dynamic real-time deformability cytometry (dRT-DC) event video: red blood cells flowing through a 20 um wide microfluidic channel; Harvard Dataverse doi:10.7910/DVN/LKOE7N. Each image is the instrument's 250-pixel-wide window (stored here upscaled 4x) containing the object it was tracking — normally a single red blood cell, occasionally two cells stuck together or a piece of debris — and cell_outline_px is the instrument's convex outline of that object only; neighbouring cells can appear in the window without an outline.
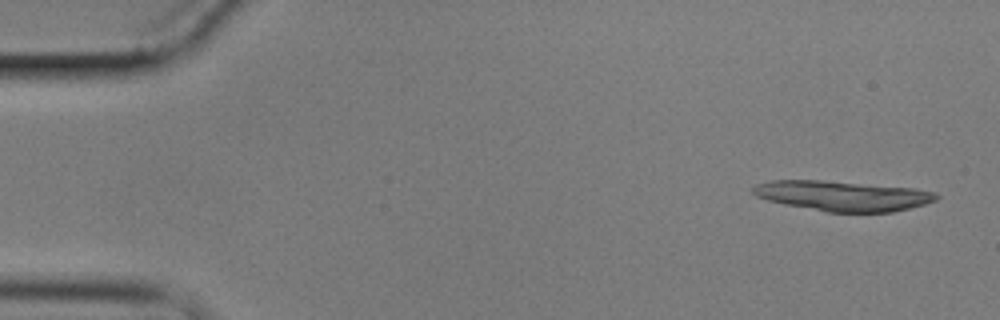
{"species": "common noctule bat (a hibernating species)", "species_latin": "Nyctalus noctula", "temperature_condition": "cold", "stored_images_in_passage": 17, "camera_frame_rate_fps": 3000, "um_per_image_px": 0.085, "animal": {"sex": "male", "body_mass_g": 17.9}, "frame": {"image": 1, "passage_image": 3, "time_ms": 0.667, "image_size_px": [1000, 320], "cell_outline_px": [[940, 196], [936, 200], [924, 204], [892, 212], [828, 212], [784, 204], [768, 200], [756, 196], [752, 192], [752, 188], [756, 184], [772, 180], [820, 180], [912, 188], [936, 192]], "centroid_in_image_um": [71.61, 16.64], "position_along_channel_um": 13.4, "area_um2": 31.91}}